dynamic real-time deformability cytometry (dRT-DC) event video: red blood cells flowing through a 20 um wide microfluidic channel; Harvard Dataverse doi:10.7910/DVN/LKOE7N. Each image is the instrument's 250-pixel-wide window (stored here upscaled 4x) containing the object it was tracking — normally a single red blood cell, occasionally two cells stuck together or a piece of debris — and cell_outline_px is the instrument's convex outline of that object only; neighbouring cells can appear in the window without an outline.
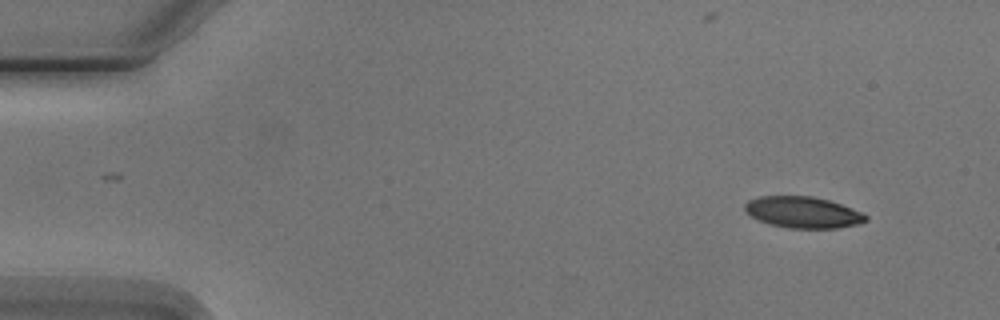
{"species": "Egyptian fruit bat (a non-hibernating species)", "species_latin": "Rousettus aegyptiacus", "temperature_condition": "cold", "stored_images_in_passage": 5, "segment_of_instrument_passage": [1, 2], "camera_frame_rate_fps": 3000, "um_per_image_px": 0.085, "animal": {"sex": "male"}, "frame": {"image": 1, "passage_image": 1, "time_ms": 0.0, "image_size_px": [1000, 320], "cell_outline_px": [[868, 220], [860, 224], [836, 228], [788, 228], [768, 224], [752, 216], [744, 208], [744, 204], [748, 200], [760, 196], [812, 196], [828, 200], [852, 208], [868, 216]], "centroid_in_image_um": [68.26, 18.05], "position_along_channel_um": 16.7, "area_um2": 22.02}}
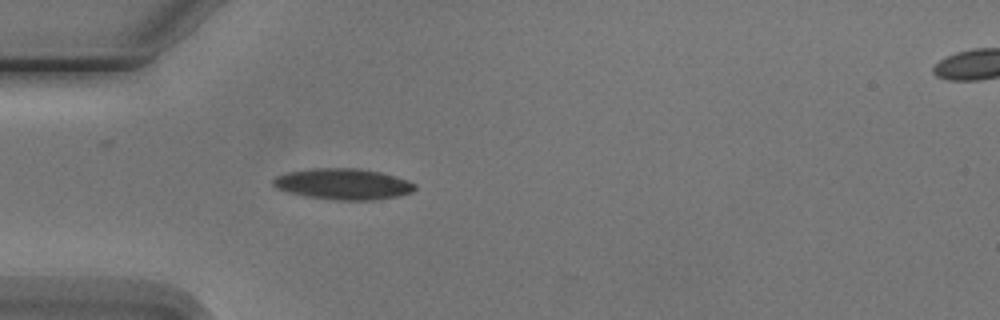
{"frame": {"image": 2, "passage_image": 4, "time_ms": 3.667, "image_size_px": [1000, 320], "cell_outline_px": [[416, 188], [412, 192], [400, 196], [372, 200], [336, 200], [308, 196], [288, 192], [276, 188], [272, 184], [272, 180], [276, 176], [288, 172], [312, 168], [360, 168], [380, 172], [408, 180], [416, 184]], "centroid_in_image_um": [29.19, 15.64], "position_along_channel_um": 55.8, "area_um2": 25.66}}